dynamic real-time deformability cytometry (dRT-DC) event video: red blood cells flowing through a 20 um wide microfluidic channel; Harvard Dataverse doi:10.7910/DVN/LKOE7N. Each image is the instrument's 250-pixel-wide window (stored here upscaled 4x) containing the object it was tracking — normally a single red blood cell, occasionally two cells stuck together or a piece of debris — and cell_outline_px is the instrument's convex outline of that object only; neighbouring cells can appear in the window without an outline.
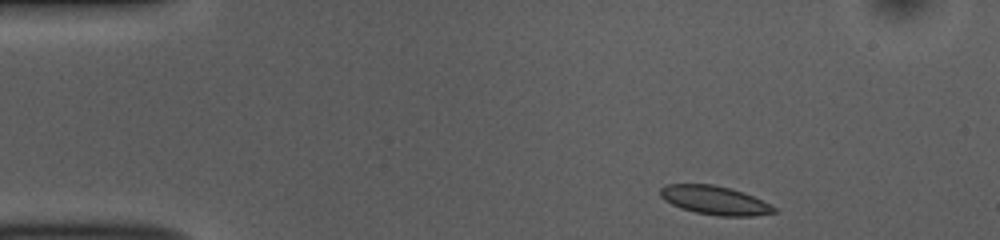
{"species": "common noctule bat (a hibernating species)", "species_latin": "Nyctalus noctula", "temperature_condition": "room temperature", "stored_images_in_passage": 46, "camera_frame_rate_fps": 3000, "um_per_image_px": 0.085, "animal": {"sex": "female", "body_mass_g": 10.0, "forearm_length_mm": 53.1}, "frame": {"image": 1, "passage_image": 1, "time_ms": 0.0, "image_size_px": [1000, 240], "cell_outline_px": [[776, 212], [752, 216], [720, 216], [696, 212], [680, 208], [664, 200], [660, 196], [660, 188], [668, 184], [712, 184], [732, 188], [752, 196], [776, 208]], "centroid_in_image_um": [60.71, 17.02], "position_along_channel_um": 24.3, "area_um2": 18.84}}
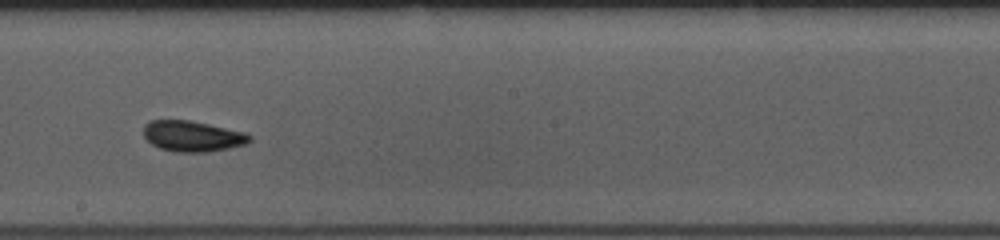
{"frame": {"image": 2, "passage_image": 23, "time_ms": 7.333, "image_size_px": [1000, 240], "cell_outline_px": [[252, 140], [244, 144], [228, 148], [208, 152], [176, 152], [160, 148], [152, 144], [144, 136], [144, 124], [148, 120], [188, 120], [208, 124], [244, 132], [252, 136]], "centroid_in_image_um": [16.34, 11.57], "position_along_channel_um": 231.9, "area_um2": 18.9}}
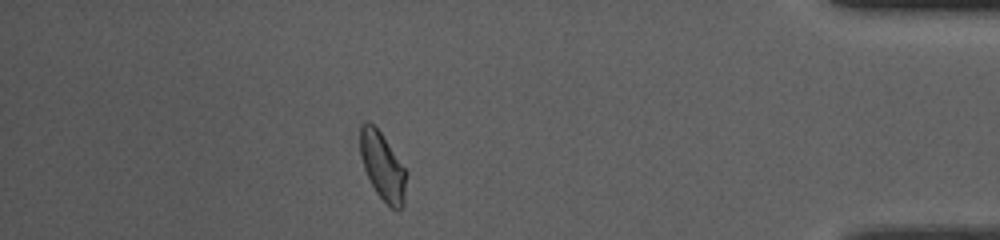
{"frame": {"image": 3, "passage_image": 40, "time_ms": 13.0, "image_size_px": [1000, 240], "cell_outline_px": [[408, 172], [404, 204], [396, 212], [376, 192], [364, 168], [360, 156], [360, 124], [364, 120], [368, 120], [380, 132]], "centroid_in_image_um": [32.53, 14.13], "position_along_channel_um": 402.7, "area_um2": 18.26}, "authors_computed_cell_mechanics": {"area_um2": 18.5827, "velocity_mm_per_s": 3.7689, "shape_relaxation_time_tau1_ms": 6.6964, "shape_relaxation_time_tau2_ms": 1.6692, "deformation_change_tau1": 0.1077, "deformation_change_tau2": 0.0531}}